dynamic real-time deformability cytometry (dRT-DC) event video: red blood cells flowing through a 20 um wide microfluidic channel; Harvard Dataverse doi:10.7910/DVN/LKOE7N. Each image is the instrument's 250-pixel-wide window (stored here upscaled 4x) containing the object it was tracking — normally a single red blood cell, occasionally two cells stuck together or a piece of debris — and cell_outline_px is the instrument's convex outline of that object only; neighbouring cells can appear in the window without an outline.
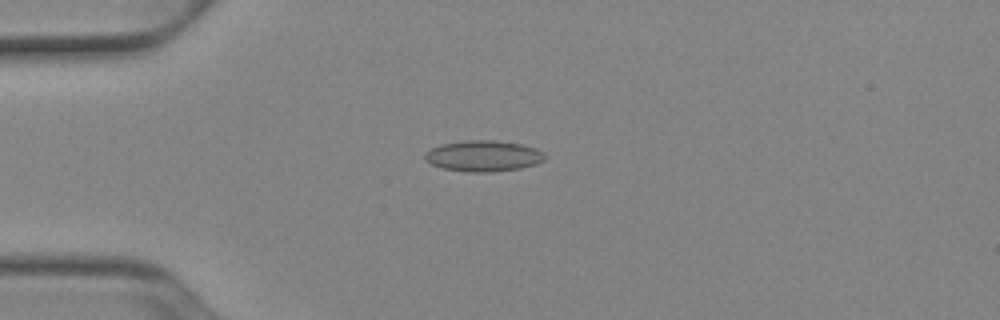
{"species": "Egyptian fruit bat (a non-hibernating species)", "species_latin": "Rousettus aegyptiacus", "temperature_condition": "cold", "stored_images_in_passage": 52, "camera_frame_rate_fps": 3000, "um_per_image_px": 0.085, "animal": {"sex": "female"}, "frame": {"image": 1, "passage_image": 14, "time_ms": 4.333, "image_size_px": [1000, 320], "cell_outline_px": [[544, 160], [536, 164], [520, 168], [488, 172], [468, 172], [444, 168], [432, 164], [424, 160], [424, 152], [440, 144], [468, 140], [496, 140], [520, 144], [536, 148], [544, 152]], "centroid_in_image_um": [41.07, 13.25], "position_along_channel_um": 43.9, "area_um2": 21.62}}
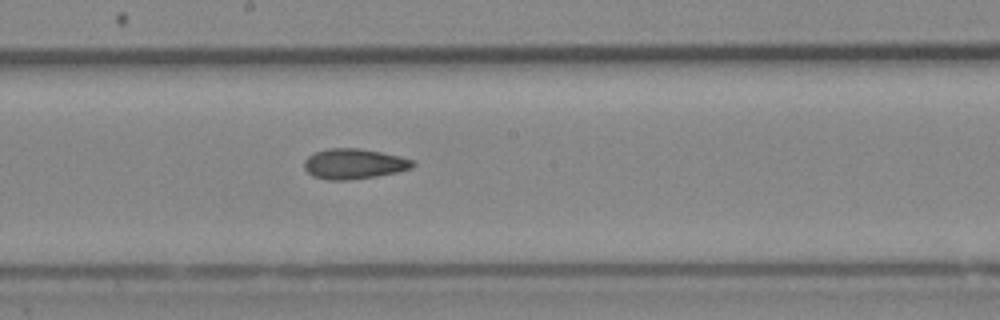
{"frame": {"image": 2, "passage_image": 29, "time_ms": 9.333, "image_size_px": [1000, 320], "cell_outline_px": [[416, 164], [412, 168], [396, 172], [376, 176], [348, 180], [328, 180], [312, 176], [304, 168], [304, 160], [308, 156], [316, 152], [328, 148], [360, 148], [400, 156], [416, 160]], "centroid_in_image_um": [30.1, 13.92], "position_along_channel_um": 218.1, "area_um2": 19.25}}
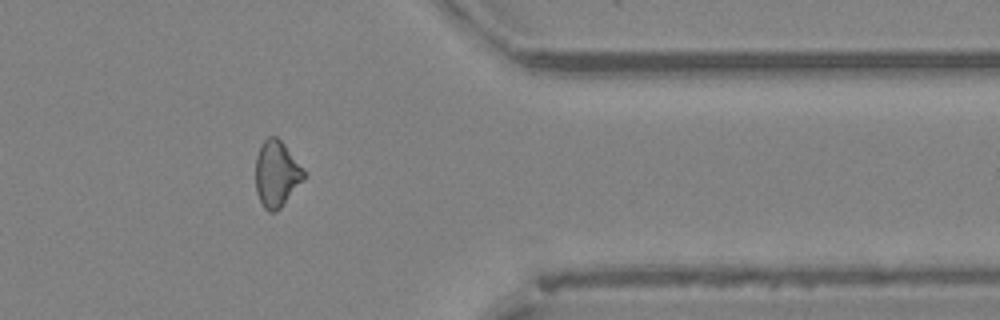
{"frame": {"image": 3, "passage_image": 43, "time_ms": 14.0, "image_size_px": [1000, 320], "cell_outline_px": [[308, 176], [280, 208], [276, 212], [268, 212], [264, 208], [256, 192], [256, 156], [260, 144], [268, 136], [276, 136], [284, 144]], "centroid_in_image_um": [23.51, 14.79], "position_along_channel_um": 387.9, "area_um2": 18.67}, "authors_computed_cell_mechanics": {"area_um2": 19.363, "velocity_mm_per_s": 3.9367, "shape_relaxation_time_tau1_ms": null, "shape_relaxation_time_tau2_ms": 4.7356, "deformation_change_tau1": null, "deformation_change_tau2": 0.1246}}